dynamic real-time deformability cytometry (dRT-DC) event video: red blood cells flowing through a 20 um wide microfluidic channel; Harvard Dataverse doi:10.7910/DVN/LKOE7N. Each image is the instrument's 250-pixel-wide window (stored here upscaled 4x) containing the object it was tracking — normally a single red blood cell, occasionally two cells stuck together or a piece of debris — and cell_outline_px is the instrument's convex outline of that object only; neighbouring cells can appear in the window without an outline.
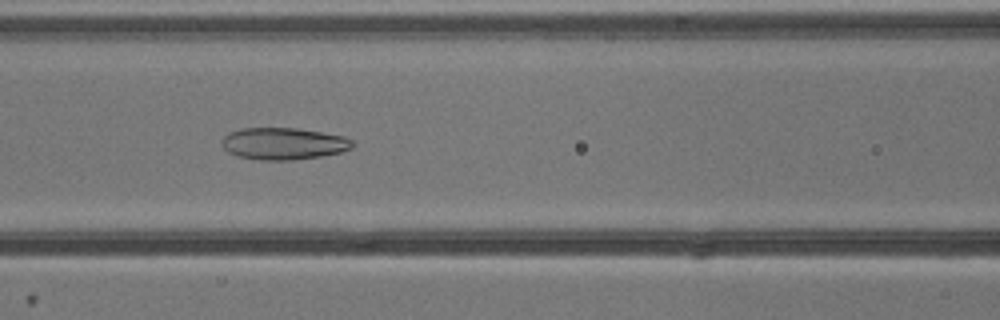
{"species": "common noctule bat (a hibernating species)", "species_latin": "Nyctalus noctula", "temperature_condition": "cold", "stored_images_in_passage": 46, "camera_frame_rate_fps": 3000, "um_per_image_px": 0.085, "animal": {"sex": "male", "body_mass_g": 13.3}, "frame": {"image": 1, "passage_image": 16, "time_ms": 5.0, "image_size_px": [1000, 320], "cell_outline_px": [[352, 148], [340, 152], [320, 156], [292, 160], [260, 160], [240, 156], [228, 152], [220, 144], [220, 140], [228, 132], [244, 128], [296, 128], [344, 136], [352, 140]], "centroid_in_image_um": [24.06, 12.2], "position_along_channel_um": 142.5, "area_um2": 24.22}}
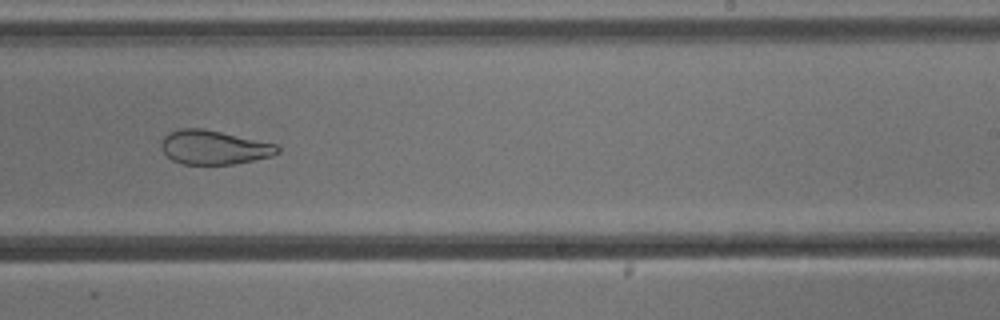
{"frame": {"image": 2, "passage_image": 26, "time_ms": 8.333, "image_size_px": [1000, 320], "cell_outline_px": [[280, 152], [272, 156], [232, 164], [184, 164], [172, 160], [164, 152], [160, 144], [164, 136], [168, 132], [180, 128], [200, 128], [220, 132], [276, 144], [280, 148]], "centroid_in_image_um": [18.16, 12.52], "position_along_channel_um": 270.8, "area_um2": 22.83}}
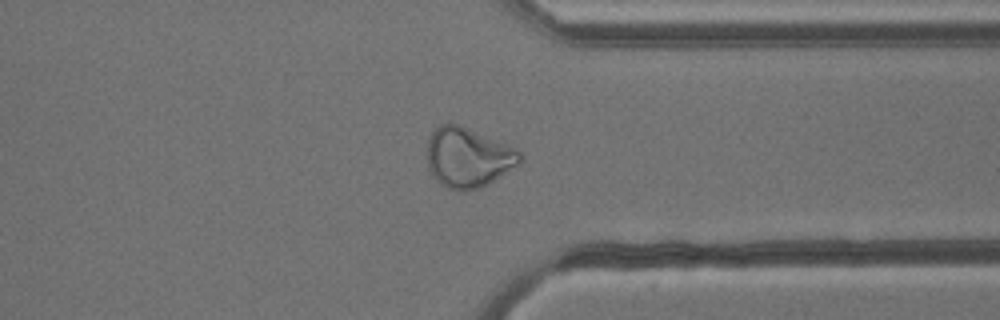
{"frame": {"image": 3, "passage_image": 34, "time_ms": 11.0, "image_size_px": [1000, 320], "cell_outline_px": [[520, 164], [488, 184], [480, 188], [448, 188], [436, 180], [428, 168], [428, 136], [440, 124], [460, 124], [504, 144], [520, 152]], "centroid_in_image_um": [39.76, 13.37], "position_along_channel_um": 371.6, "area_um2": 31.56}}